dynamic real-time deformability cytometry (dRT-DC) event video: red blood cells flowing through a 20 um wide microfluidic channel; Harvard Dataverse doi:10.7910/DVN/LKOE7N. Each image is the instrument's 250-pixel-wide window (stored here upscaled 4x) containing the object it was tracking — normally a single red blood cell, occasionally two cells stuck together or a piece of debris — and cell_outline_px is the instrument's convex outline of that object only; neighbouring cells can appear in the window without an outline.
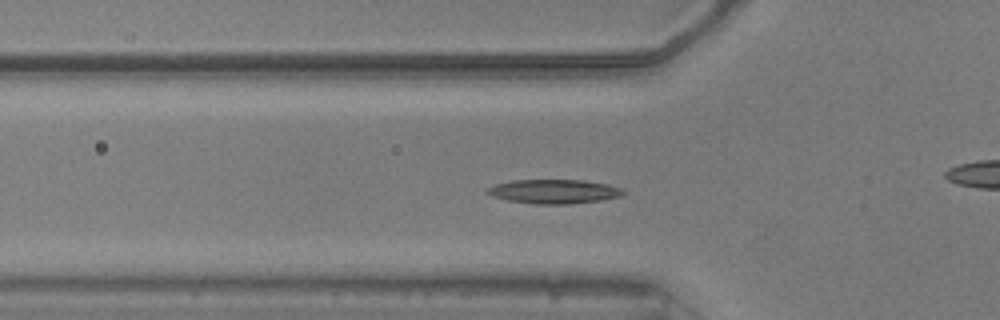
{"species": "common noctule bat (a hibernating species)", "species_latin": "Nyctalus noctula", "temperature_condition": "warm", "stored_images_in_passage": 48, "camera_frame_rate_fps": 3000, "um_per_image_px": 0.085, "animal": {"sex": "male", "body_mass_g": 20.5, "forearm_length_mm": 52.5}, "frame": {"image": 1, "passage_image": 16, "time_ms": 5.0, "image_size_px": [1000, 320], "cell_outline_px": [[628, 192], [624, 196], [600, 200], [568, 204], [536, 204], [508, 200], [492, 196], [484, 192], [484, 188], [496, 184], [512, 180], [584, 180], [604, 184], [620, 188]], "centroid_in_image_um": [47.06, 16.27], "position_along_channel_um": 78.7, "area_um2": 19.19}}
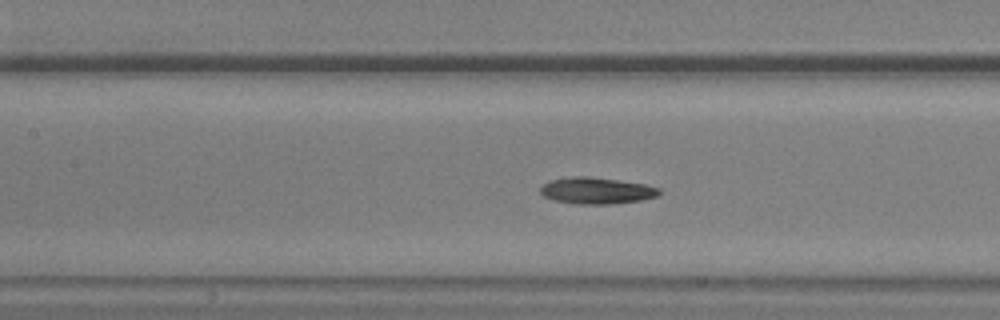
{"frame": {"image": 2, "passage_image": 22, "time_ms": 7.0, "image_size_px": [1000, 320], "cell_outline_px": [[660, 192], [656, 196], [640, 200], [612, 204], [576, 204], [556, 200], [544, 196], [540, 192], [540, 188], [548, 180], [572, 176], [588, 176], [644, 184], [660, 188]], "centroid_in_image_um": [50.68, 16.2], "position_along_channel_um": 156.7, "area_um2": 18.21}}
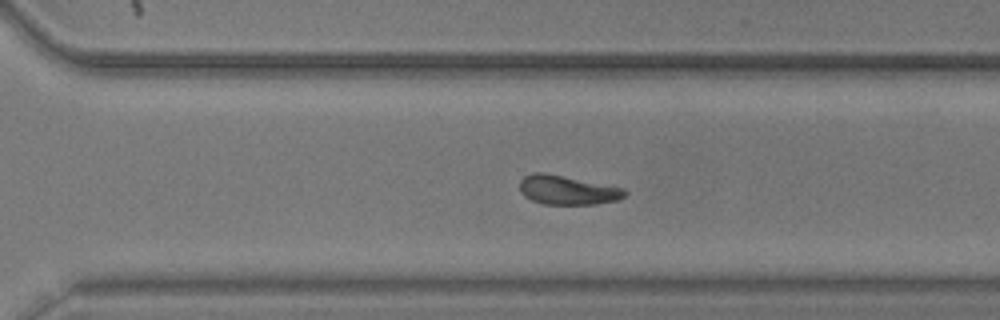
{"frame": {"image": 3, "passage_image": 35, "time_ms": 11.333, "image_size_px": [1000, 320], "cell_outline_px": [[628, 192], [624, 196], [616, 200], [596, 204], [544, 204], [532, 200], [524, 196], [520, 192], [520, 180], [524, 176], [532, 172], [544, 172], [624, 188]], "centroid_in_image_um": [48.2, 16.15], "position_along_channel_um": 322.4, "area_um2": 17.8}, "authors_computed_cell_mechanics": {"area_um2": 18.0914, "velocity_mm_per_s": 3.8365, "shape_relaxation_time_tau1_ms": 2.9584, "shape_relaxation_time_tau2_ms": 9.1955, "deformation_change_tau1": 0.1245, "deformation_change_tau2": 0.173}}